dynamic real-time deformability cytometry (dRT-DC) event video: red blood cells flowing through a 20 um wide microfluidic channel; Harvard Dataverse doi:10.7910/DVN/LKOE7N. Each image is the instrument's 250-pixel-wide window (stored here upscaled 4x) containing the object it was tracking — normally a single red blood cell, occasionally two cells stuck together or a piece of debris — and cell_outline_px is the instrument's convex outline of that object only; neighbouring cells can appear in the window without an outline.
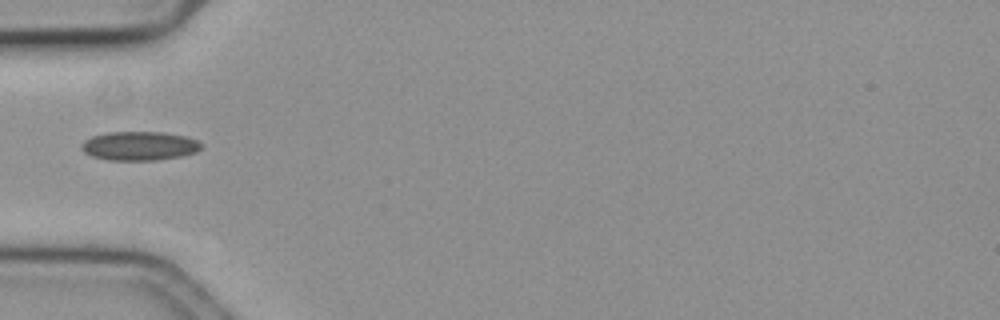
{"species": "common noctule bat (a hibernating species)", "species_latin": "Nyctalus noctula", "temperature_condition": "cold", "stored_images_in_passage": 10, "camera_frame_rate_fps": 3000, "um_per_image_px": 0.085, "animal": {"sex": "female", "body_mass_g": 19.3, "forearm_length_mm": 54.1}, "frame": {"image": 1, "passage_image": 1, "time_ms": 0.0, "image_size_px": [1000, 320], "cell_outline_px": [[200, 148], [196, 152], [180, 156], [156, 160], [108, 160], [92, 156], [84, 152], [80, 148], [80, 144], [84, 140], [92, 136], [108, 132], [160, 132], [184, 136], [196, 140], [200, 144]], "centroid_in_image_um": [11.78, 12.4], "position_along_channel_um": 73.2, "area_um2": 20.06}}
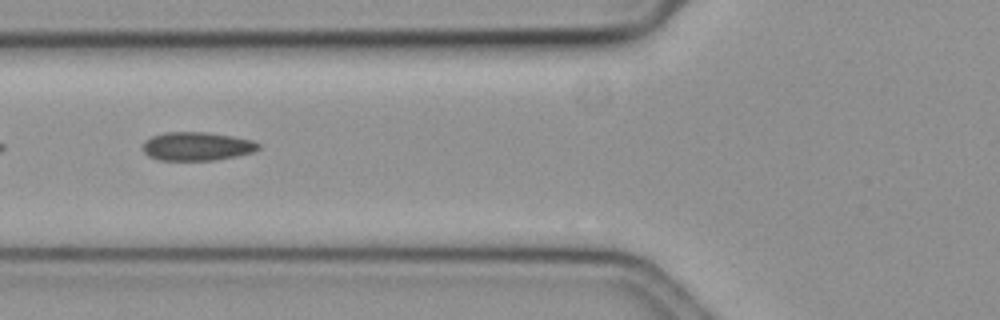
{"frame": {"image": 2, "passage_image": 4, "time_ms": 1.0, "image_size_px": [1000, 320], "cell_outline_px": [[260, 148], [252, 152], [236, 156], [216, 160], [160, 160], [148, 156], [144, 152], [144, 144], [152, 136], [164, 132], [204, 132], [232, 136], [252, 140], [260, 144]], "centroid_in_image_um": [16.76, 12.44], "position_along_channel_um": 109.0, "area_um2": 19.07}}